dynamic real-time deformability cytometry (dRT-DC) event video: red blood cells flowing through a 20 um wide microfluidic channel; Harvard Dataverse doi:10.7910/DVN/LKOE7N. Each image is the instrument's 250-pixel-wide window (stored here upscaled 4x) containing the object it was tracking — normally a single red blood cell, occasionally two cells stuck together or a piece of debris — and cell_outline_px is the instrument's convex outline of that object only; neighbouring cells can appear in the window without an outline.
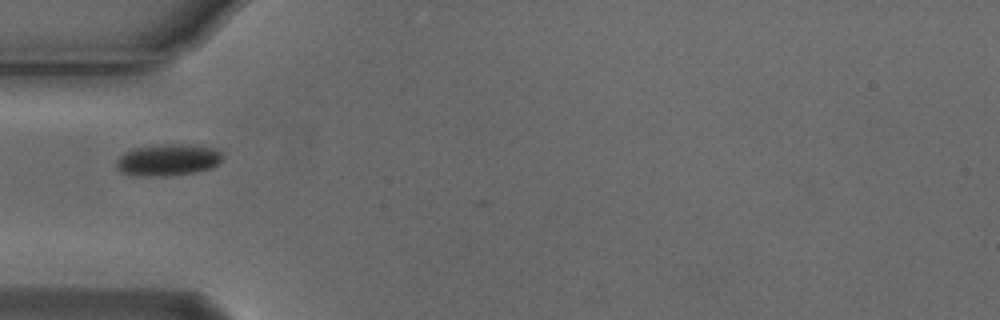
{"species": "Egyptian fruit bat (a non-hibernating species)", "species_latin": "Rousettus aegyptiacus", "temperature_condition": "cold", "stored_images_in_passage": 4, "camera_frame_rate_fps": 3000, "um_per_image_px": 0.085, "animal": {"sex": "male"}, "frame": {"image": 1, "passage_image": 1, "time_ms": 0.0, "image_size_px": [1000, 320], "cell_outline_px": [[224, 156], [212, 168], [196, 172], [164, 176], [136, 176], [120, 172], [116, 168], [116, 160], [124, 152], [132, 148], [164, 144], [200, 144], [212, 148], [220, 152]], "centroid_in_image_um": [14.25, 13.58], "position_along_channel_um": 70.7, "area_um2": 19.88}}
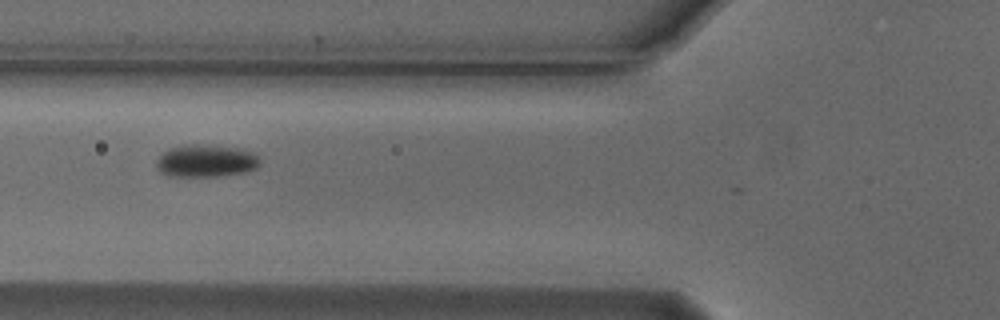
{"frame": {"image": 2, "passage_image": 2, "time_ms": 0.333, "image_size_px": [1000, 320], "cell_outline_px": [[260, 164], [256, 168], [244, 172], [216, 176], [172, 176], [160, 172], [156, 168], [156, 160], [168, 148], [188, 144], [208, 144], [236, 148], [256, 152], [260, 160]], "centroid_in_image_um": [17.51, 13.66], "position_along_channel_um": 108.3, "area_um2": 19.71}}
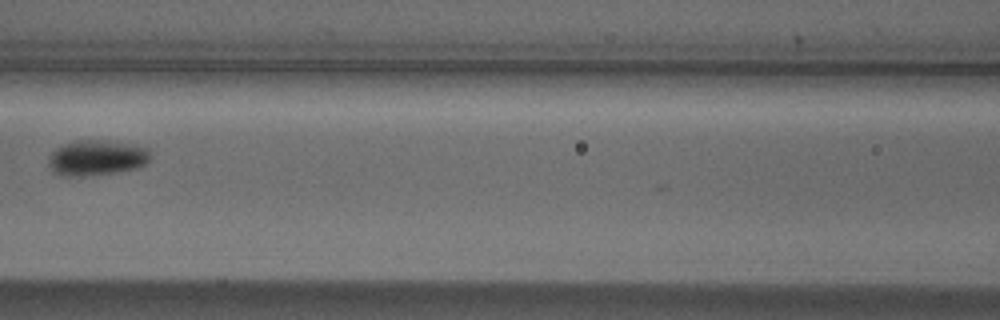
{"frame": {"image": 3, "passage_image": 3, "time_ms": 0.667, "image_size_px": [1000, 320], "cell_outline_px": [[152, 156], [144, 164], [136, 168], [112, 172], [80, 176], [60, 176], [52, 172], [48, 164], [48, 160], [52, 152], [56, 148], [64, 144], [76, 140], [104, 140], [136, 144], [148, 148]], "centroid_in_image_um": [8.2, 13.39], "position_along_channel_um": 158.4, "area_um2": 21.1}}